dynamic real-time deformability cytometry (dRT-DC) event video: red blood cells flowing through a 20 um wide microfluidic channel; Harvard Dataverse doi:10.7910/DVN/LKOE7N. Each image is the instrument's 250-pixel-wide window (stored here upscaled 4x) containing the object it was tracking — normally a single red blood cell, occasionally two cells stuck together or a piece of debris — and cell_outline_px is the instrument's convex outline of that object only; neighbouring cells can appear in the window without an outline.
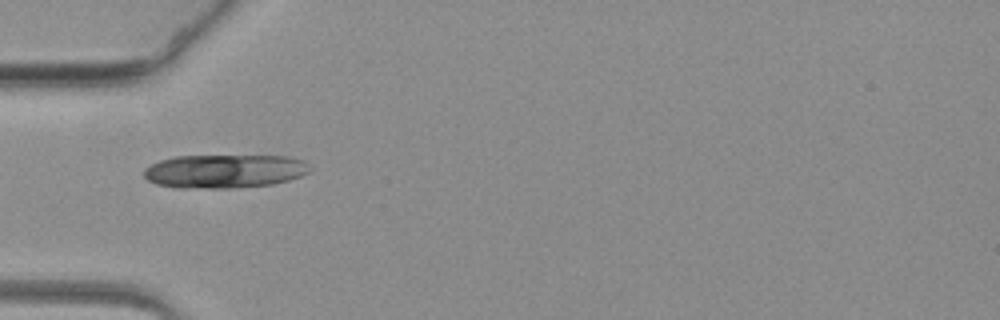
{"species": "common noctule bat (a hibernating species)", "species_latin": "Nyctalus noctula", "temperature_condition": "warm", "stored_images_in_passage": 22, "camera_frame_rate_fps": 3000, "um_per_image_px": 0.085, "animal": {"sex": "female", "body_mass_g": 19.3, "forearm_length_mm": 54.1}, "frame": {"image": 1, "passage_image": 2, "time_ms": 0.333, "image_size_px": [1000, 320], "cell_outline_px": [[308, 172], [300, 176], [288, 180], [272, 184], [232, 188], [176, 188], [156, 184], [148, 180], [144, 176], [144, 168], [160, 160], [176, 156], [288, 156], [304, 160]], "centroid_in_image_um": [19.03, 14.55], "position_along_channel_um": 66.0, "area_um2": 32.37}}
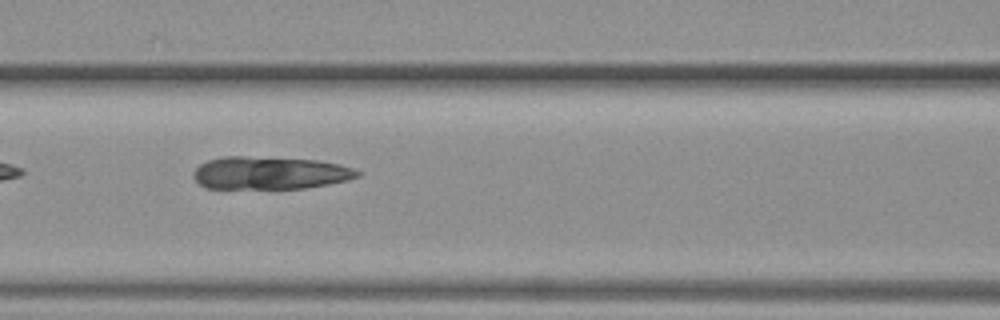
{"frame": {"image": 2, "passage_image": 9, "time_ms": 2.667, "image_size_px": [1000, 320], "cell_outline_px": [[360, 176], [348, 180], [328, 184], [304, 188], [204, 188], [192, 176], [192, 172], [200, 164], [208, 160], [224, 156], [244, 156], [320, 160], [340, 164], [352, 168], [360, 172]], "centroid_in_image_um": [22.93, 14.69], "position_along_channel_um": 143.7, "area_um2": 31.33}}
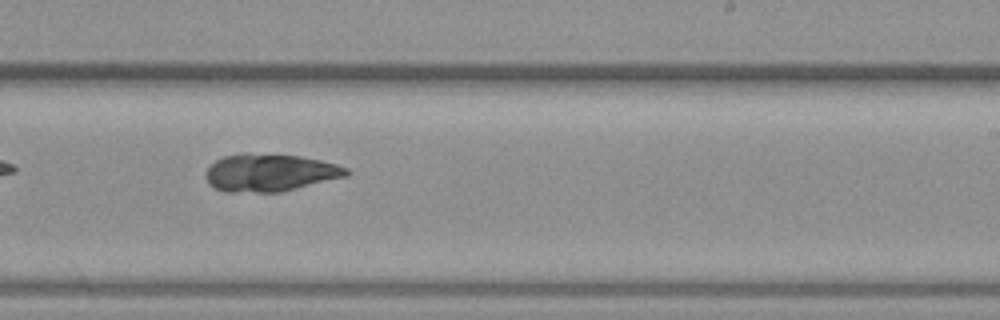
{"frame": {"image": 3, "passage_image": 20, "time_ms": 6.333, "image_size_px": [1000, 320], "cell_outline_px": [[352, 172], [348, 176], [280, 192], [224, 192], [208, 184], [204, 176], [208, 168], [216, 160], [224, 156], [300, 156], [320, 160], [336, 164], [348, 168]], "centroid_in_image_um": [22.98, 14.73], "position_along_channel_um": 266.0, "area_um2": 29.94}}